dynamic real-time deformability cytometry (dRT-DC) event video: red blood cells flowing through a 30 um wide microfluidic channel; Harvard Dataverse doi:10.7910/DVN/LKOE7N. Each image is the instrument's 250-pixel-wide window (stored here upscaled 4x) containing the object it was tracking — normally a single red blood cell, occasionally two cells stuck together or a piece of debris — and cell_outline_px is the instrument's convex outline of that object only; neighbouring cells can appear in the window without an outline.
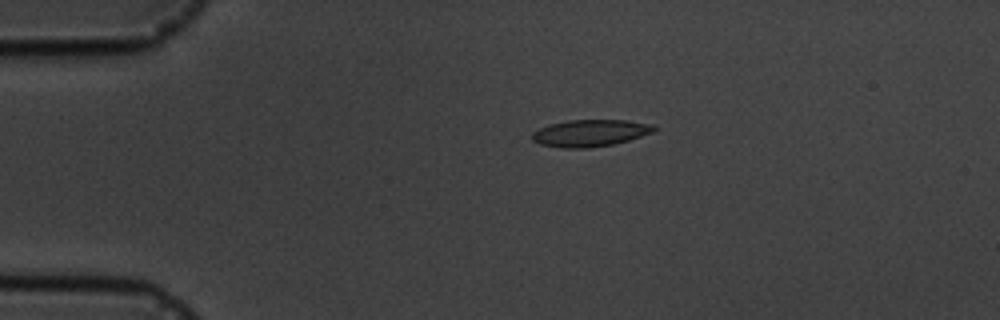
{"species": "common noctule bat (a hibernating species)", "species_latin": "Nyctalus noctula", "temperature_condition": "cold", "stored_images_in_passage": 3, "camera_frame_rate_fps": 3000, "um_per_image_px": 0.085, "animal": {"sex": "male", "body_mass_g": 19.5, "forearm_length_mm": 54.6}, "frame": {"image": 1, "passage_image": 1, "time_ms": 0.0, "image_size_px": [1000, 320], "cell_outline_px": [[656, 128], [652, 132], [628, 140], [612, 144], [588, 148], [564, 148], [540, 144], [532, 140], [532, 132], [548, 124], [568, 120], [628, 120], [652, 124]], "centroid_in_image_um": [50.13, 11.3], "position_along_channel_um": 34.9, "area_um2": 19.02}}
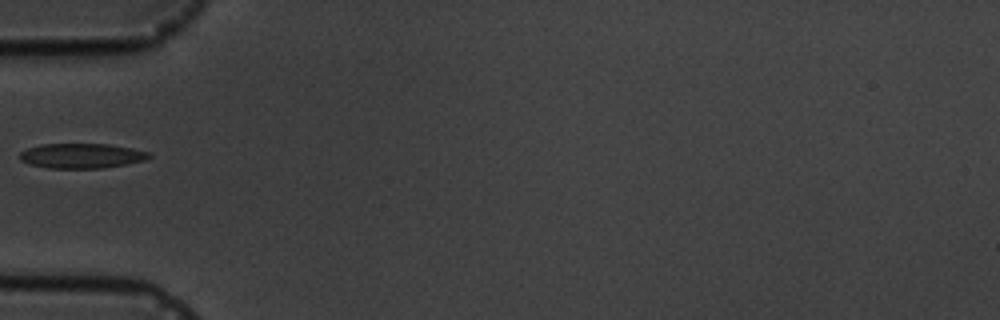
{"frame": {"image": 2, "passage_image": 3, "time_ms": 2.333, "image_size_px": [1000, 320], "cell_outline_px": [[152, 156], [148, 160], [128, 164], [104, 168], [48, 168], [28, 164], [20, 160], [20, 152], [28, 148], [40, 144], [108, 144], [132, 148], [148, 152]], "centroid_in_image_um": [6.96, 13.25], "position_along_channel_um": 78.0, "area_um2": 18.9}}